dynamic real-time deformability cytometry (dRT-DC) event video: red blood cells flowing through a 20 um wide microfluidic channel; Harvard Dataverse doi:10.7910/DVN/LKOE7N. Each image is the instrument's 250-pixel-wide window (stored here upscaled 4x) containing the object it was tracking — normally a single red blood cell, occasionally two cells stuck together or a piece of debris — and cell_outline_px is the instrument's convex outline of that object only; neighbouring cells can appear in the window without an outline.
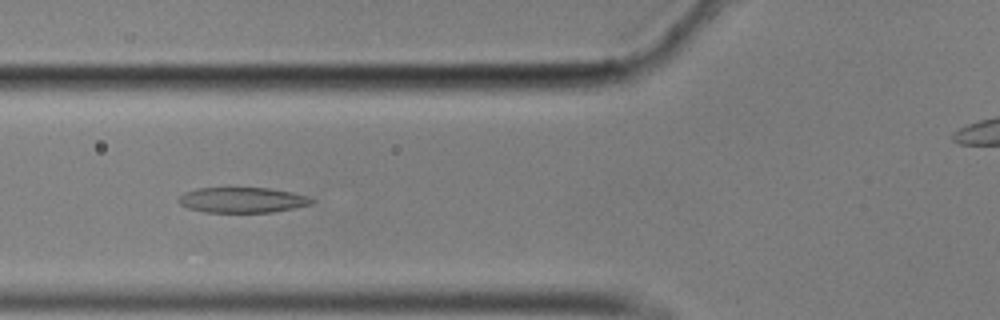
{"species": "common noctule bat (a hibernating species)", "species_latin": "Nyctalus noctula", "temperature_condition": "cold", "stored_images_in_passage": 58, "camera_frame_rate_fps": 3000, "um_per_image_px": 0.085, "animal": {"sex": "male", "body_mass_g": 17.9}, "frame": {"image": 1, "passage_image": 21, "time_ms": 6.667, "image_size_px": [1000, 320], "cell_outline_px": [[316, 200], [312, 204], [272, 212], [204, 212], [188, 208], [180, 204], [176, 200], [184, 192], [196, 188], [272, 188], [292, 192], [308, 196]], "centroid_in_image_um": [20.59, 16.99], "position_along_channel_um": 105.2, "area_um2": 19.77}}
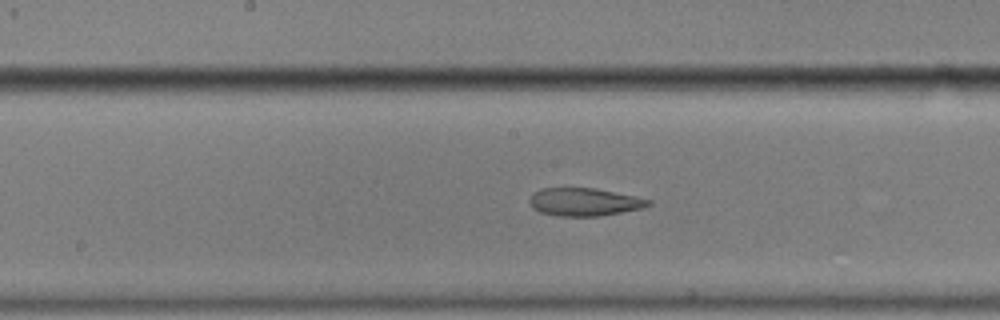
{"frame": {"image": 2, "passage_image": 29, "time_ms": 9.333, "image_size_px": [1000, 320], "cell_outline_px": [[652, 204], [640, 208], [600, 216], [556, 216], [540, 212], [532, 208], [528, 200], [540, 188], [596, 188], [636, 196], [652, 200]], "centroid_in_image_um": [49.66, 17.16], "position_along_channel_um": 198.5, "area_um2": 19.31}}
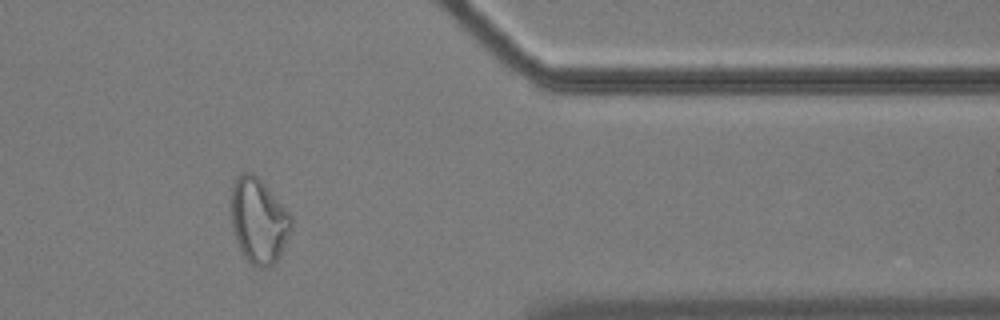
{"frame": {"image": 3, "passage_image": 47, "time_ms": 15.333, "image_size_px": [1000, 320], "cell_outline_px": [[292, 228], [280, 256], [268, 268], [256, 268], [244, 256], [240, 248], [232, 224], [232, 188], [236, 176], [244, 172], [252, 172], [268, 188], [292, 216]], "centroid_in_image_um": [22.01, 18.77], "position_along_channel_um": 389.4, "area_um2": 29.48}}